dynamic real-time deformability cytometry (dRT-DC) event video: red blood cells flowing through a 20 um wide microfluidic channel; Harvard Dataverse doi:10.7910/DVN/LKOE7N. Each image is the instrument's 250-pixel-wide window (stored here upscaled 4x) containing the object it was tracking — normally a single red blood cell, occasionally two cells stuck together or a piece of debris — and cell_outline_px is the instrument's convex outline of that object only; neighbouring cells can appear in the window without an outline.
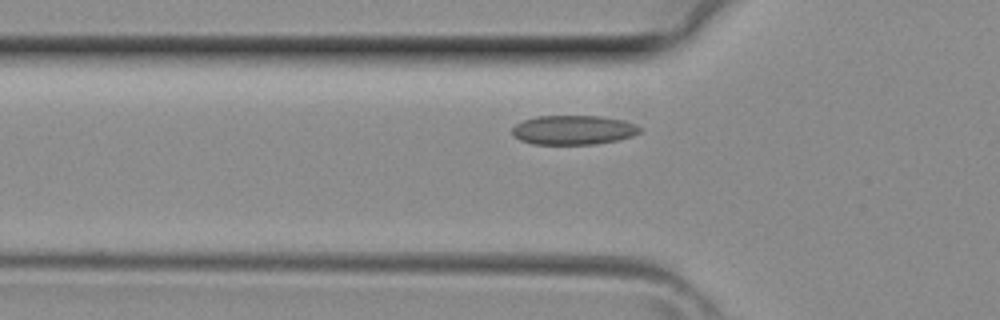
{"species": "common noctule bat (a hibernating species)", "species_latin": "Nyctalus noctula", "temperature_condition": "room temperature", "stored_images_in_passage": 35, "camera_frame_rate_fps": 3000, "um_per_image_px": 0.085, "animal": {"sex": "female", "body_mass_g": 29.2, "forearm_length_mm": 56.3}, "frame": {"image": 1, "passage_image": 8, "time_ms": 2.333, "image_size_px": [1000, 320], "cell_outline_px": [[644, 128], [640, 132], [632, 136], [620, 140], [596, 144], [532, 144], [520, 140], [512, 132], [512, 128], [516, 124], [524, 120], [536, 116], [600, 116], [620, 120], [636, 124]], "centroid_in_image_um": [48.77, 11.05], "position_along_channel_um": 77.0, "area_um2": 21.85}}
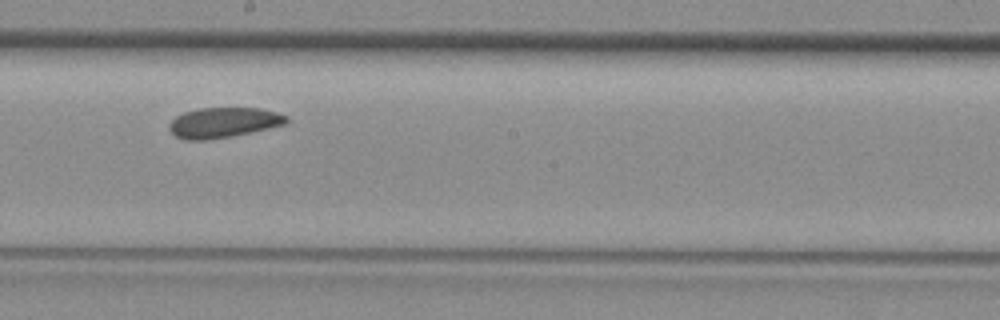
{"frame": {"image": 2, "passage_image": 17, "time_ms": 5.333, "image_size_px": [1000, 320], "cell_outline_px": [[288, 120], [284, 124], [268, 128], [232, 136], [208, 140], [184, 140], [176, 136], [168, 128], [168, 124], [176, 116], [184, 112], [200, 108], [260, 108], [280, 112], [288, 116]], "centroid_in_image_um": [18.99, 10.41], "position_along_channel_um": 229.2, "area_um2": 20.69}}
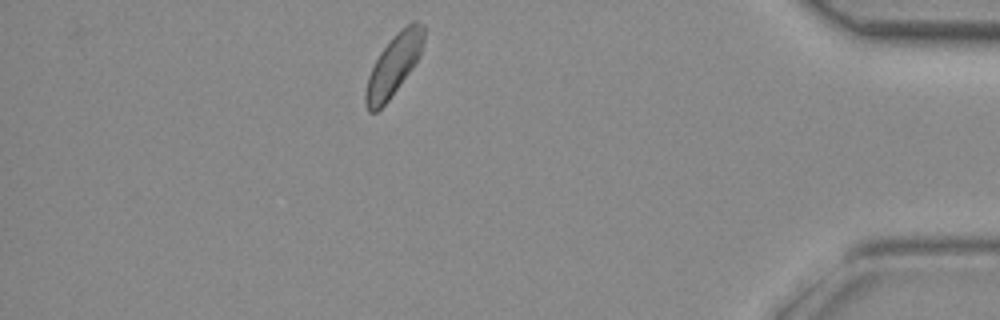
{"frame": {"image": 3, "passage_image": 30, "time_ms": 9.667, "image_size_px": [1000, 320], "cell_outline_px": [[424, 40], [420, 56], [412, 68], [388, 100], [376, 112], [368, 112], [364, 104], [364, 92], [368, 76], [380, 52], [396, 32], [412, 20], [416, 20], [424, 24]], "centroid_in_image_um": [33.46, 5.51], "position_along_channel_um": 401.7, "area_um2": 20.63}}